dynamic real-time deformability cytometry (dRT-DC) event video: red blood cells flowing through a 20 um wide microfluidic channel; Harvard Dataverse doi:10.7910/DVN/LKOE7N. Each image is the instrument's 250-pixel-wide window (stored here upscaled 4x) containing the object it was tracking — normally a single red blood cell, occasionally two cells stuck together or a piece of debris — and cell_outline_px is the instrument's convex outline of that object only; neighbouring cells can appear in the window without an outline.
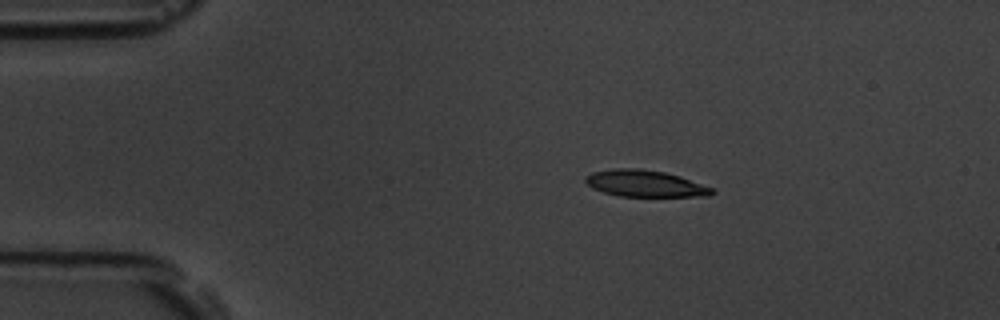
{"species": "common noctule bat (a hibernating species)", "species_latin": "Nyctalus noctula", "temperature_condition": "room temperature", "stored_images_in_passage": 8, "camera_frame_rate_fps": 3000, "um_per_image_px": 0.085, "animal": {"sex": "male", "body_mass_g": 19.5, "forearm_length_mm": 54.6}, "frame": {"image": 1, "passage_image": 1, "time_ms": 0.0, "image_size_px": [1000, 320], "cell_outline_px": [[716, 192], [708, 196], [620, 196], [604, 192], [592, 188], [584, 180], [592, 172], [612, 168], [640, 168], [664, 172], [680, 176], [712, 188]], "centroid_in_image_um": [54.82, 15.59], "position_along_channel_um": 30.2, "area_um2": 19.48}}
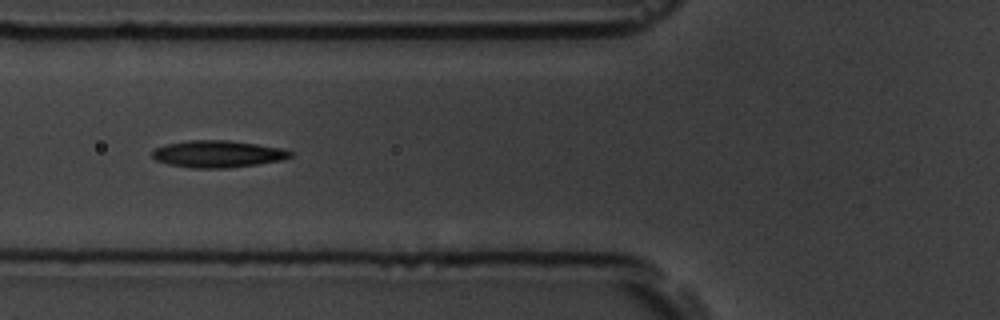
{"frame": {"image": 2, "passage_image": 4, "time_ms": 1.0, "image_size_px": [1000, 320], "cell_outline_px": [[292, 156], [280, 160], [256, 164], [228, 168], [192, 168], [168, 164], [156, 160], [152, 156], [152, 152], [156, 148], [168, 144], [188, 140], [228, 140], [256, 144], [280, 148], [292, 152]], "centroid_in_image_um": [18.48, 13.09], "position_along_channel_um": 107.3, "area_um2": 21.44}}
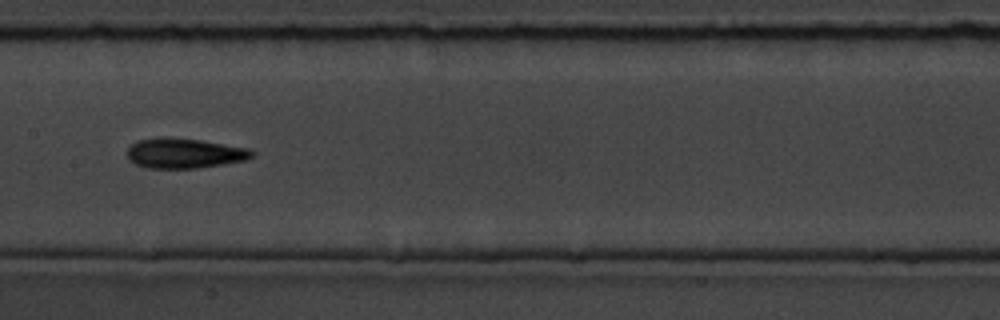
{"frame": {"image": 3, "passage_image": 6, "time_ms": 1.667, "image_size_px": [1000, 320], "cell_outline_px": [[256, 156], [244, 160], [196, 168], [148, 168], [136, 164], [128, 156], [128, 148], [136, 140], [156, 136], [168, 136], [200, 140], [248, 148], [256, 152]], "centroid_in_image_um": [15.67, 13.0], "position_along_channel_um": 191.7, "area_um2": 21.91}}